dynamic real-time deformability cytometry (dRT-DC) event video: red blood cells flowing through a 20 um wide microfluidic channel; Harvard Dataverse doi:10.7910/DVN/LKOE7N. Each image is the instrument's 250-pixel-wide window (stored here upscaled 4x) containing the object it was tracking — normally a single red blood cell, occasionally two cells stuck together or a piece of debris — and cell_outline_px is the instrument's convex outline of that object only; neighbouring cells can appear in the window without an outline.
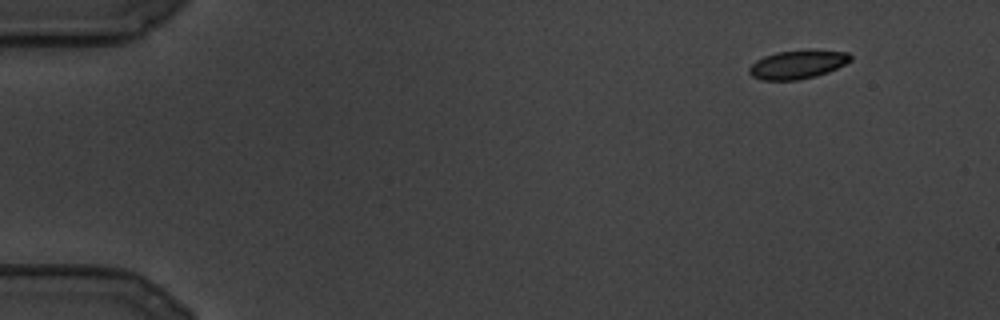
{"species": "common noctule bat (a hibernating species)", "species_latin": "Nyctalus noctula", "temperature_condition": "cold", "stored_images_in_passage": 101, "camera_frame_rate_fps": 3000, "um_per_image_px": 0.085, "animal": {"sex": "male", "body_mass_g": 19.5, "forearm_length_mm": 54.6}, "frame": {"image": 1, "passage_image": 1, "time_ms": 0.0, "image_size_px": [1000, 320], "cell_outline_px": [[852, 60], [828, 72], [816, 76], [796, 80], [760, 80], [752, 76], [748, 72], [748, 68], [756, 60], [764, 56], [776, 52], [848, 52], [852, 56]], "centroid_in_image_um": [67.73, 5.52], "position_along_channel_um": 17.3, "area_um2": 16.24}}
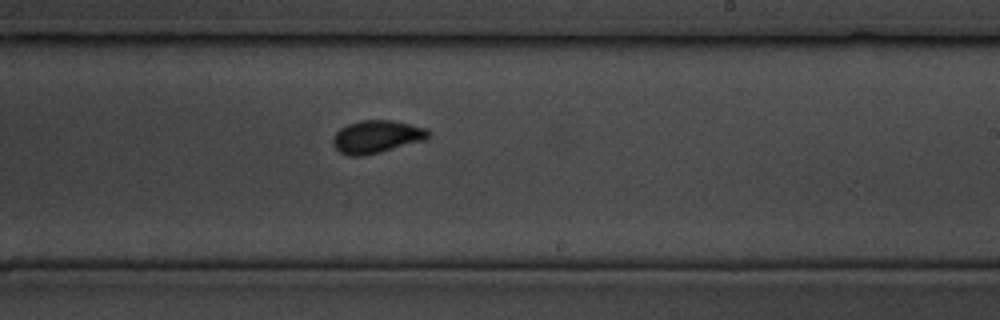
{"frame": {"image": 2, "passage_image": 58, "time_ms": 19.0, "image_size_px": [1000, 320], "cell_outline_px": [[428, 136], [424, 140], [380, 152], [364, 156], [348, 156], [340, 152], [332, 144], [332, 136], [340, 128], [348, 124], [360, 120], [392, 120], [428, 128]], "centroid_in_image_um": [31.97, 11.62], "position_along_channel_um": 257.0, "area_um2": 18.21}}
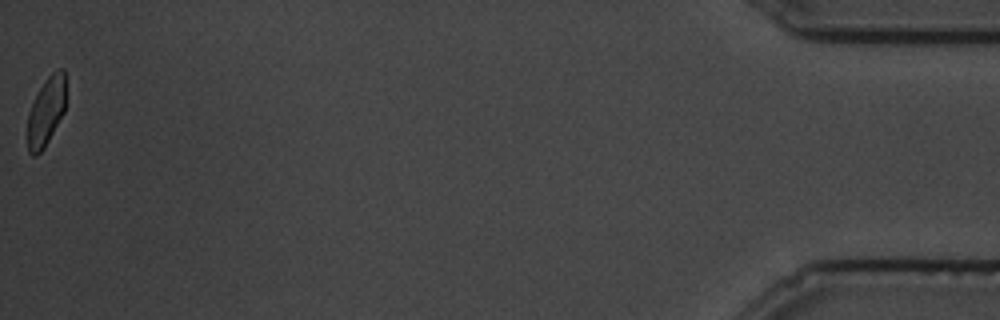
{"frame": {"image": 3, "passage_image": 101, "time_ms": 33.333, "image_size_px": [1000, 320], "cell_outline_px": [[64, 112], [44, 148], [36, 156], [32, 156], [28, 152], [28, 112], [40, 88], [48, 76], [56, 68], [64, 68]], "centroid_in_image_um": [3.91, 9.49], "position_along_channel_um": 431.3, "area_um2": 15.03}}